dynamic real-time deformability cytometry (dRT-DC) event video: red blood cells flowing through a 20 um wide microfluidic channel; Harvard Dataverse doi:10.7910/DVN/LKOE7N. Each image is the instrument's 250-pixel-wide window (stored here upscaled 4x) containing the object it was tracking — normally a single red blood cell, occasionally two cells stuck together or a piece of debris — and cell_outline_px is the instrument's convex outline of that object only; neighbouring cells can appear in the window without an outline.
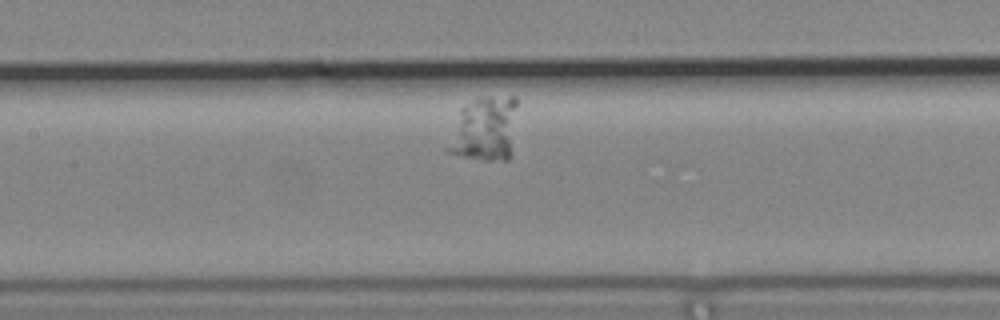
{"species": "common noctule bat (a hibernating species)", "species_latin": "Nyctalus noctula", "temperature_condition": "cold", "stored_images_in_passage": 44, "camera_frame_rate_fps": 3000, "um_per_image_px": 0.085, "animal": {"sex": "male", "body_mass_g": 19.2, "forearm_length_mm": 51.8}, "frame": {"image": 1, "passage_image": 13, "time_ms": 4.0, "image_size_px": [1000, 320], "cell_outline_px": [[516, 104], [508, 160], [484, 160], [464, 156], [448, 152], [444, 148], [460, 108], [464, 104], [480, 96], [516, 96]], "centroid_in_image_um": [41.11, 10.93], "position_along_channel_um": 166.3, "area_um2": 25.95}}
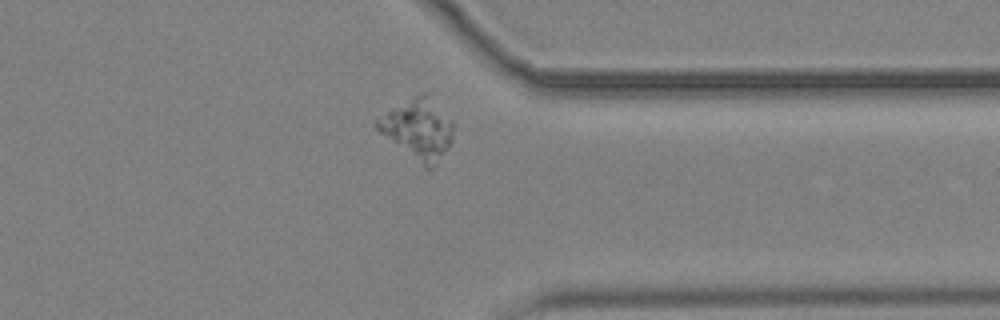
{"frame": {"image": 2, "passage_image": 32, "time_ms": 10.333, "image_size_px": [1000, 320], "cell_outline_px": [[452, 140], [436, 164], [432, 168], [424, 168], [380, 132], [376, 128], [376, 120], [388, 112], [420, 92], [432, 92], [452, 120]], "centroid_in_image_um": [35.6, 10.92], "position_along_channel_um": 375.8, "area_um2": 26.59}}
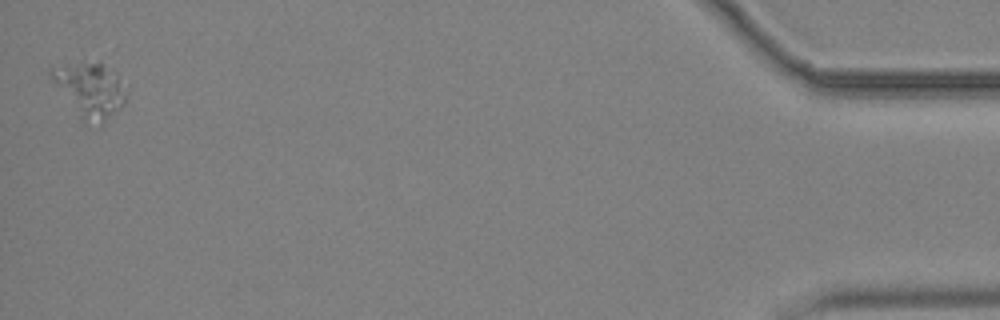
{"frame": {"image": 3, "passage_image": 44, "time_ms": 14.333, "image_size_px": [1000, 320], "cell_outline_px": [[128, 92], [124, 104], [104, 124], [84, 124], [80, 120], [48, 76], [48, 68], [100, 60], [112, 68], [128, 84]], "centroid_in_image_um": [7.7, 7.65], "position_along_channel_um": 427.5, "area_um2": 25.03}}